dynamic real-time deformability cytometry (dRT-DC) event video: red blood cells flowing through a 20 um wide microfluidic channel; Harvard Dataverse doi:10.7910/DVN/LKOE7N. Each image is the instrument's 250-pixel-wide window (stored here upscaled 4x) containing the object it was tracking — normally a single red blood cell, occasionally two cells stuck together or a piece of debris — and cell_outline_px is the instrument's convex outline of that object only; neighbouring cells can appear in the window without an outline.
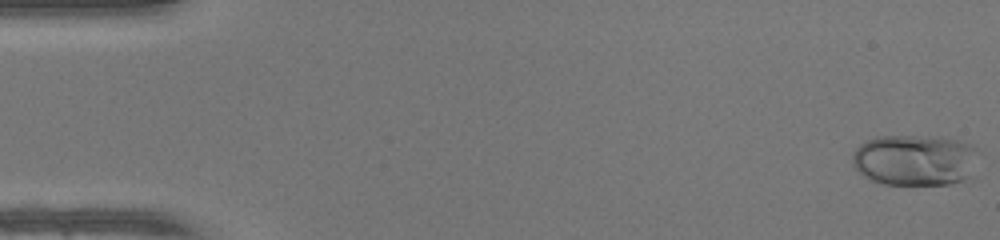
{"species": "human", "species_latin": "Homo sapiens", "temperature_condition": "warm", "stored_images_in_passage": 43, "camera_frame_rate_fps": 3000, "um_per_image_px": 0.085, "donor": {"sex": "female"}, "frame": {"image": 1, "passage_image": 1, "time_ms": 0.0, "image_size_px": [1000, 240], "cell_outline_px": [[980, 152], [964, 180], [952, 184], [884, 184], [868, 180], [852, 164], [852, 152], [860, 144], [876, 136], [940, 136], [960, 140], [972, 144]], "centroid_in_image_um": [77.74, 13.58], "position_along_channel_um": 7.3, "area_um2": 37.86}}
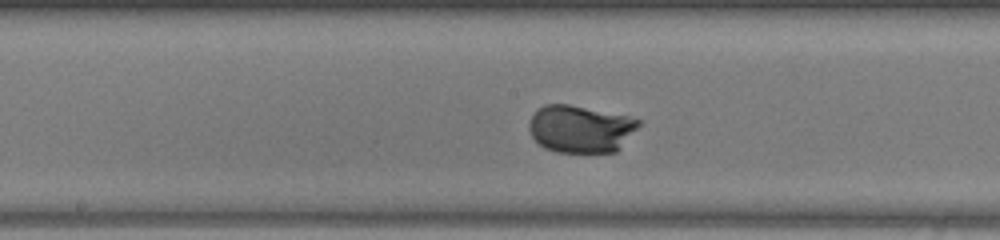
{"frame": {"image": 2, "passage_image": 26, "time_ms": 8.333, "image_size_px": [1000, 240], "cell_outline_px": [[640, 124], [620, 148], [616, 152], [556, 152], [544, 148], [532, 136], [528, 128], [528, 124], [532, 116], [544, 104], [568, 104], [628, 116], [640, 120]], "centroid_in_image_um": [49.33, 10.96], "position_along_channel_um": 198.9, "area_um2": 30.06}}
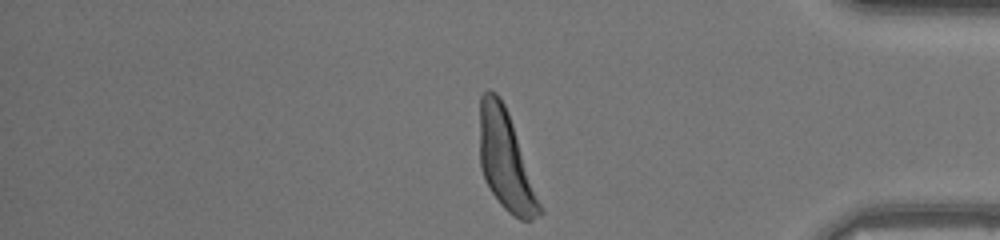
{"frame": {"image": 3, "passage_image": 42, "time_ms": 13.667, "image_size_px": [1000, 240], "cell_outline_px": [[544, 212], [540, 216], [532, 220], [520, 220], [508, 212], [500, 204], [492, 192], [480, 168], [480, 96], [488, 88], [496, 92], [500, 96], [508, 112]], "centroid_in_image_um": [42.98, 13.65], "position_along_channel_um": 392.2, "area_um2": 34.28}, "authors_computed_cell_mechanics": {"area_um2": 31.6744, "velocity_mm_per_s": 4.161, "shape_relaxation_time_tau1_ms": 2.3434, "shape_relaxation_time_tau2_ms": null, "deformation_change_tau1": 0.2264, "deformation_change_tau2": null}}